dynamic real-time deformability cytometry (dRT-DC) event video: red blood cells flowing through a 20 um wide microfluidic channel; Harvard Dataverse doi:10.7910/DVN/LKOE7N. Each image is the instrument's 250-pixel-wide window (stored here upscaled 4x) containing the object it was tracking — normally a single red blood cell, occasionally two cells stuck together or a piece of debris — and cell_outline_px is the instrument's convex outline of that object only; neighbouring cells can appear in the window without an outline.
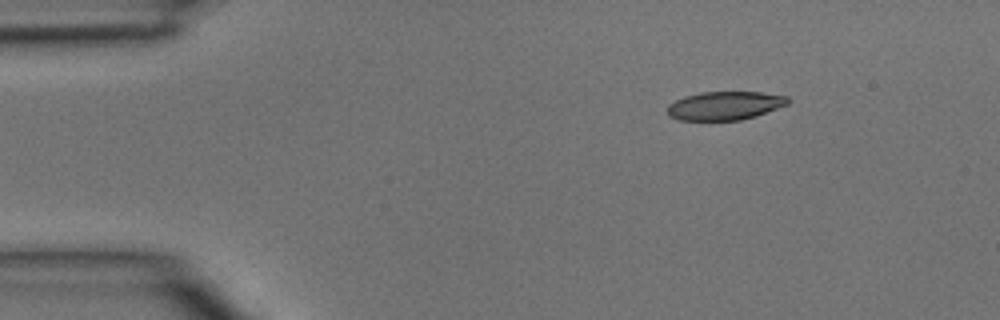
{"species": "common noctule bat (a hibernating species)", "species_latin": "Nyctalus noctula", "temperature_condition": "room temperature", "stored_images_in_passage": 3, "camera_frame_rate_fps": 3000, "um_per_image_px": 0.085, "animal": {"sex": "male", "body_mass_g": 15.6}, "frame": {"image": 1, "passage_image": 1, "time_ms": 0.0, "image_size_px": [1000, 320], "cell_outline_px": [[788, 104], [756, 116], [740, 120], [680, 120], [668, 116], [668, 104], [684, 96], [700, 92], [760, 92], [788, 96]], "centroid_in_image_um": [61.6, 8.98], "position_along_channel_um": 23.4, "area_um2": 20.0}}